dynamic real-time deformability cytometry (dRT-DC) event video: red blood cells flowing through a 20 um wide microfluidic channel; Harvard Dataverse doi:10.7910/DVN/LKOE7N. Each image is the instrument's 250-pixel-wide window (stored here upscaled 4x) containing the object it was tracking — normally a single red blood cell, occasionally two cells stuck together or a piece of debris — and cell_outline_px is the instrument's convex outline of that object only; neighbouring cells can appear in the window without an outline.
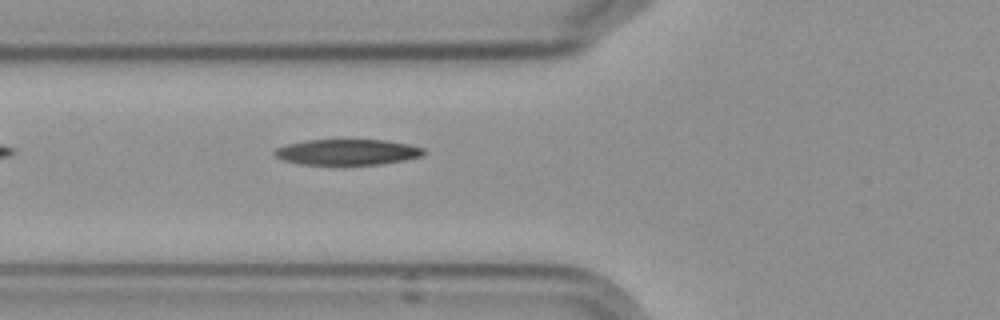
{"species": "Egyptian fruit bat (a non-hibernating species)", "species_latin": "Rousettus aegyptiacus", "temperature_condition": "cold", "stored_images_in_passage": 4, "camera_frame_rate_fps": 3000, "um_per_image_px": 0.085, "frame": {"image": 1, "passage_image": 4, "time_ms": 3.333, "image_size_px": [1000, 320], "cell_outline_px": [[424, 152], [420, 156], [404, 160], [380, 164], [300, 164], [284, 160], [276, 156], [272, 152], [276, 148], [288, 144], [304, 140], [384, 140], [408, 144], [424, 148]], "centroid_in_image_um": [29.5, 12.92], "position_along_channel_um": 96.3, "area_um2": 22.08}}